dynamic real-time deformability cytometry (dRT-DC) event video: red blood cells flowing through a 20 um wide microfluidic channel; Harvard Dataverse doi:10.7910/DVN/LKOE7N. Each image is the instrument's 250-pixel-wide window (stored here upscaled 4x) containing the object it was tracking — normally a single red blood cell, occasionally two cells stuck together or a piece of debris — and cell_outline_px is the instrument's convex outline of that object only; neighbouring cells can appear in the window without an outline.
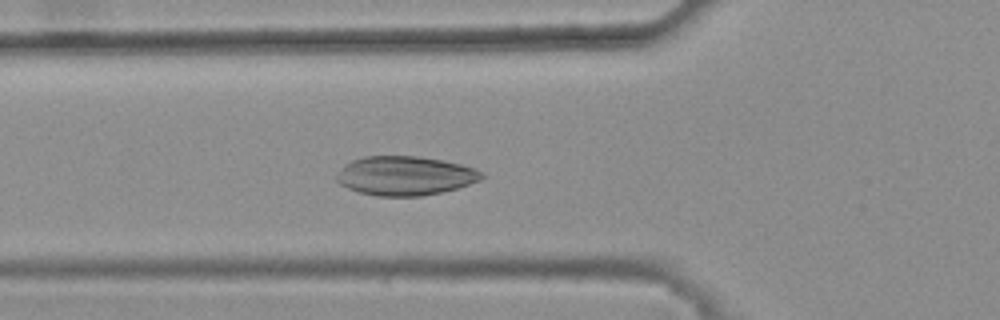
{"species": "common noctule bat (a hibernating species)", "species_latin": "Nyctalus noctula", "temperature_condition": "warm", "stored_images_in_passage": 42, "camera_frame_rate_fps": 3000, "um_per_image_px": 0.085, "animal": {"sex": "female", "body_mass_g": 25.1}, "frame": {"image": 1, "passage_image": 17, "time_ms": 5.333, "image_size_px": [1000, 320], "cell_outline_px": [[484, 176], [480, 180], [456, 188], [440, 192], [420, 196], [376, 196], [360, 192], [348, 188], [340, 184], [336, 180], [336, 176], [344, 164], [352, 160], [364, 156], [420, 156], [460, 164], [476, 168], [484, 172]], "centroid_in_image_um": [34.42, 14.93], "position_along_channel_um": 91.4, "area_um2": 33.0}}
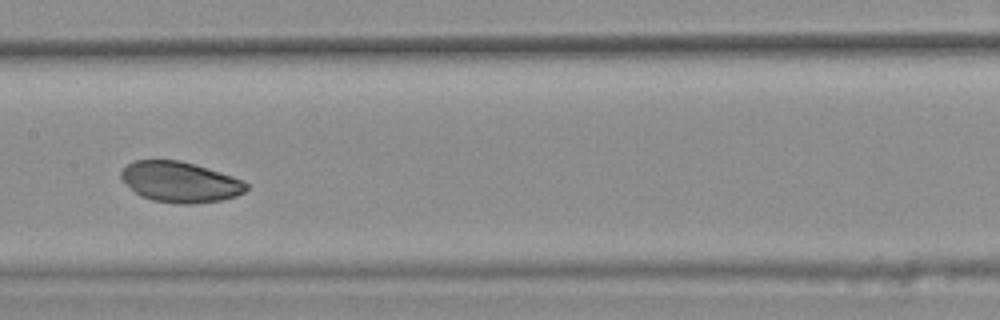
{"frame": {"image": 2, "passage_image": 25, "time_ms": 8.0, "image_size_px": [1000, 320], "cell_outline_px": [[248, 188], [244, 192], [236, 196], [220, 200], [192, 204], [176, 204], [152, 200], [140, 196], [120, 180], [120, 172], [128, 164], [136, 160], [180, 160], [220, 172], [244, 180], [248, 184]], "centroid_in_image_um": [15.29, 15.48], "position_along_channel_um": 192.1, "area_um2": 29.71}}
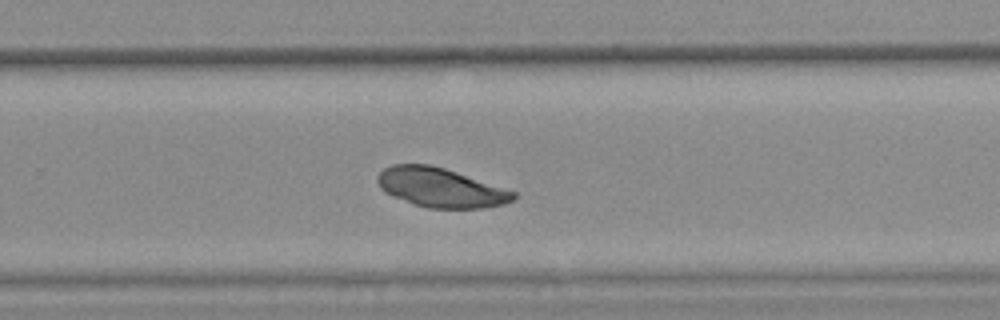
{"frame": {"image": 3, "passage_image": 33, "time_ms": 10.667, "image_size_px": [1000, 320], "cell_outline_px": [[516, 196], [512, 200], [504, 204], [484, 208], [428, 208], [392, 196], [384, 192], [380, 188], [376, 180], [376, 176], [384, 168], [392, 164], [428, 164], [444, 168], [516, 192]], "centroid_in_image_um": [37.41, 15.94], "position_along_channel_um": 292.4, "area_um2": 30.87}}